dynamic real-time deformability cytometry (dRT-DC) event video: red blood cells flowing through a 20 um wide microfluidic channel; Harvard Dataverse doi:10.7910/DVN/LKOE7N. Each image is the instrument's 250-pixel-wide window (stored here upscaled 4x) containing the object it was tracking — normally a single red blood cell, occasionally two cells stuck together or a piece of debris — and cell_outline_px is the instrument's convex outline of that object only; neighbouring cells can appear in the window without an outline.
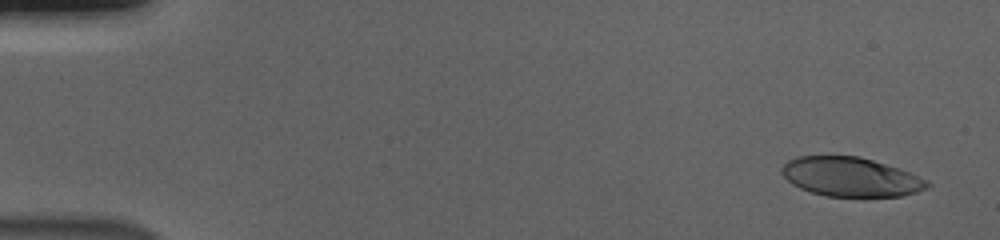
{"species": "human", "species_latin": "Homo sapiens", "temperature_condition": "cold", "stored_images_in_passage": 56, "camera_frame_rate_fps": 3000, "um_per_image_px": 0.085, "donor": {"sex": "male"}, "frame": {"image": 1, "passage_image": 3, "time_ms": 0.667, "image_size_px": [1000, 240], "cell_outline_px": [[932, 184], [928, 188], [916, 192], [900, 196], [824, 196], [800, 188], [792, 184], [780, 172], [780, 168], [788, 160], [796, 156], [860, 156], [908, 172], [928, 180]], "centroid_in_image_um": [72.28, 15.03], "position_along_channel_um": 12.7, "area_um2": 33.06}}
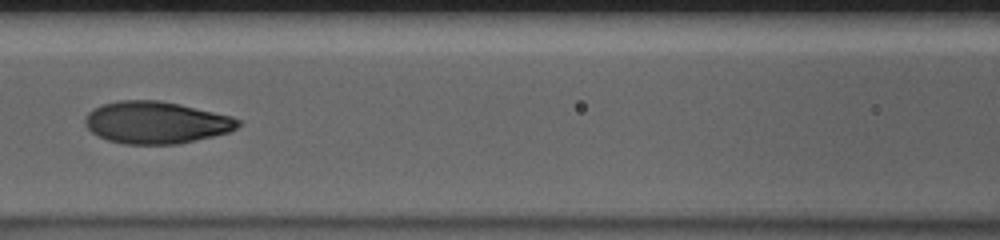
{"frame": {"image": 2, "passage_image": 26, "time_ms": 8.333, "image_size_px": [1000, 240], "cell_outline_px": [[240, 124], [236, 128], [228, 132], [196, 140], [176, 144], [124, 144], [108, 140], [96, 136], [84, 124], [84, 120], [88, 112], [104, 104], [120, 100], [160, 100], [180, 104], [232, 116], [240, 120]], "centroid_in_image_um": [13.26, 10.41], "position_along_channel_um": 153.3, "area_um2": 37.45}}
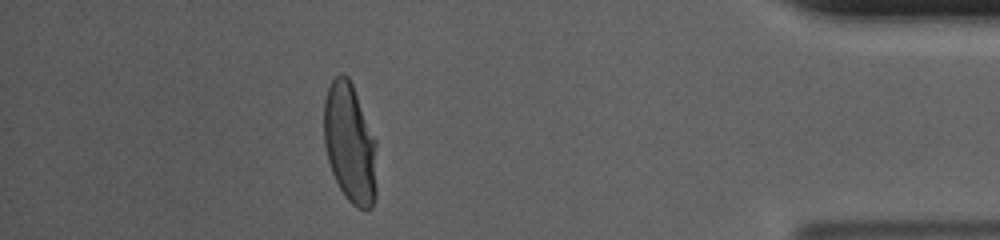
{"frame": {"image": 3, "passage_image": 50, "time_ms": 16.333, "image_size_px": [1000, 240], "cell_outline_px": [[376, 196], [372, 208], [364, 212], [356, 208], [344, 196], [332, 172], [328, 160], [324, 144], [324, 100], [328, 88], [332, 80], [340, 72], [344, 72], [348, 76], [352, 84], [376, 140]], "centroid_in_image_um": [29.75, 12.21], "position_along_channel_um": 405.5, "area_um2": 37.28}, "authors_computed_cell_mechanics": {"area_um2": 37.1654, "velocity_mm_per_s": 3.6882, "shape_relaxation_time_tau1_ms": 5.227, "shape_relaxation_time_tau2_ms": null, "deformation_change_tau1": 0.222, "deformation_change_tau2": null}}